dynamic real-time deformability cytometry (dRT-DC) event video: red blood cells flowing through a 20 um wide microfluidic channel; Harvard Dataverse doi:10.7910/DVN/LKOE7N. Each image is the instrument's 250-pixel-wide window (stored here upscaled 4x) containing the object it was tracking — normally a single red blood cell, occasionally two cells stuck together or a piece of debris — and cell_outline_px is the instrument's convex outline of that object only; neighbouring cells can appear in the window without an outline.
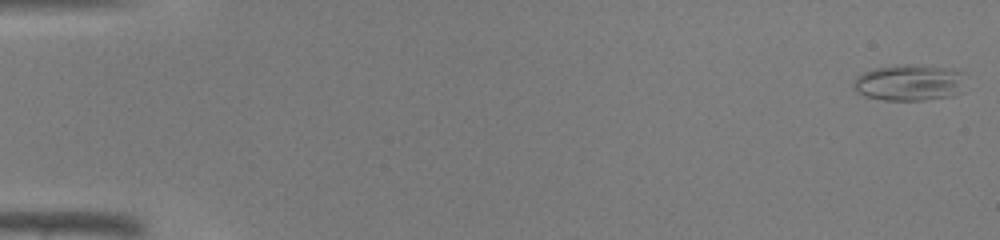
{"species": "common noctule bat (a hibernating species)", "species_latin": "Nyctalus noctula", "temperature_condition": "warm", "stored_images_in_passage": 45, "camera_frame_rate_fps": 3000, "um_per_image_px": 0.085, "animal": {"sex": "male", "body_mass_g": 19.0, "forearm_length_mm": 50.8}, "frame": {"image": 1, "passage_image": 1, "time_ms": 0.0, "image_size_px": [1000, 240], "cell_outline_px": [[964, 92], [952, 96], [924, 100], [884, 100], [864, 96], [856, 92], [852, 88], [852, 84], [856, 76], [864, 72], [876, 68], [904, 64], [952, 68], [960, 72]], "centroid_in_image_um": [77.25, 7.04], "position_along_channel_um": 7.7, "area_um2": 23.76}}
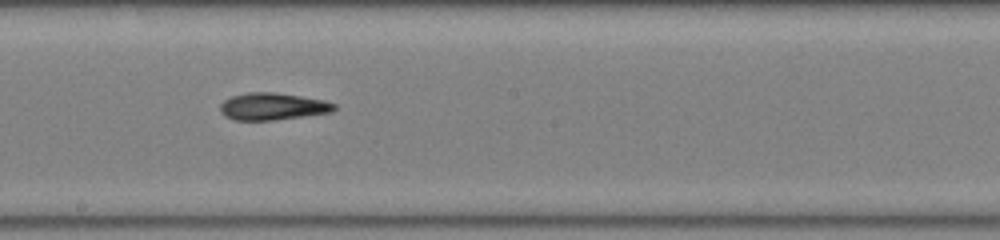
{"frame": {"image": 2, "passage_image": 26, "time_ms": 8.333, "image_size_px": [1000, 240], "cell_outline_px": [[336, 108], [332, 112], [272, 120], [236, 120], [224, 116], [220, 112], [220, 104], [224, 100], [232, 96], [248, 92], [272, 92], [300, 96], [324, 100], [336, 104]], "centroid_in_image_um": [23.15, 9.04], "position_along_channel_um": 225.0, "area_um2": 17.92}}
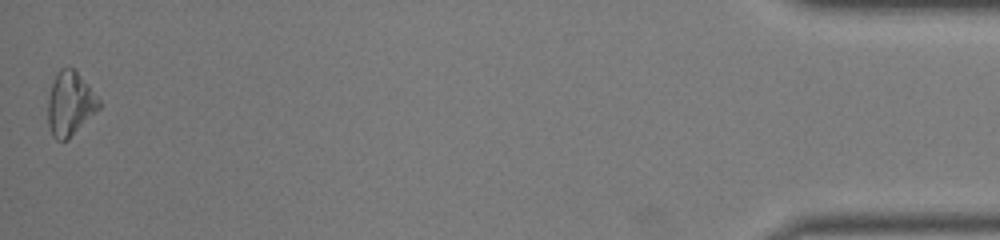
{"frame": {"image": 3, "passage_image": 45, "time_ms": 14.667, "image_size_px": [1000, 240], "cell_outline_px": [[100, 108], [68, 140], [56, 140], [52, 136], [48, 124], [48, 100], [52, 84], [56, 72], [60, 68], [72, 68], [76, 72], [100, 100]], "centroid_in_image_um": [5.94, 8.85], "position_along_channel_um": 429.3, "area_um2": 18.79}}